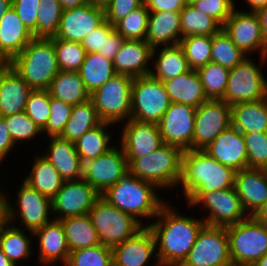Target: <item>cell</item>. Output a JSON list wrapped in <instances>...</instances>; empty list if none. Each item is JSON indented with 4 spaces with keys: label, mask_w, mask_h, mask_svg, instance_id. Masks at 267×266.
<instances>
[{
    "label": "cell",
    "mask_w": 267,
    "mask_h": 266,
    "mask_svg": "<svg viewBox=\"0 0 267 266\" xmlns=\"http://www.w3.org/2000/svg\"><path fill=\"white\" fill-rule=\"evenodd\" d=\"M188 207L202 205L208 216L202 219L205 225L228 227L249 217L235 187L214 192H194L186 202Z\"/></svg>",
    "instance_id": "obj_10"
},
{
    "label": "cell",
    "mask_w": 267,
    "mask_h": 266,
    "mask_svg": "<svg viewBox=\"0 0 267 266\" xmlns=\"http://www.w3.org/2000/svg\"><path fill=\"white\" fill-rule=\"evenodd\" d=\"M12 7V0H0V19Z\"/></svg>",
    "instance_id": "obj_65"
},
{
    "label": "cell",
    "mask_w": 267,
    "mask_h": 266,
    "mask_svg": "<svg viewBox=\"0 0 267 266\" xmlns=\"http://www.w3.org/2000/svg\"><path fill=\"white\" fill-rule=\"evenodd\" d=\"M180 19L182 38L193 35L212 36L222 29L216 20L192 5L184 6L180 12Z\"/></svg>",
    "instance_id": "obj_40"
},
{
    "label": "cell",
    "mask_w": 267,
    "mask_h": 266,
    "mask_svg": "<svg viewBox=\"0 0 267 266\" xmlns=\"http://www.w3.org/2000/svg\"><path fill=\"white\" fill-rule=\"evenodd\" d=\"M0 266H16L9 260V258L3 253L1 249H0Z\"/></svg>",
    "instance_id": "obj_66"
},
{
    "label": "cell",
    "mask_w": 267,
    "mask_h": 266,
    "mask_svg": "<svg viewBox=\"0 0 267 266\" xmlns=\"http://www.w3.org/2000/svg\"><path fill=\"white\" fill-rule=\"evenodd\" d=\"M124 40L125 39L114 28L109 33L108 38H105L104 57L113 61Z\"/></svg>",
    "instance_id": "obj_57"
},
{
    "label": "cell",
    "mask_w": 267,
    "mask_h": 266,
    "mask_svg": "<svg viewBox=\"0 0 267 266\" xmlns=\"http://www.w3.org/2000/svg\"><path fill=\"white\" fill-rule=\"evenodd\" d=\"M235 173L210 157L203 150L183 151L181 178L182 194L187 200L194 192H214L234 187Z\"/></svg>",
    "instance_id": "obj_2"
},
{
    "label": "cell",
    "mask_w": 267,
    "mask_h": 266,
    "mask_svg": "<svg viewBox=\"0 0 267 266\" xmlns=\"http://www.w3.org/2000/svg\"><path fill=\"white\" fill-rule=\"evenodd\" d=\"M185 1V4L187 5H192L194 4L196 1H199V0H184Z\"/></svg>",
    "instance_id": "obj_70"
},
{
    "label": "cell",
    "mask_w": 267,
    "mask_h": 266,
    "mask_svg": "<svg viewBox=\"0 0 267 266\" xmlns=\"http://www.w3.org/2000/svg\"><path fill=\"white\" fill-rule=\"evenodd\" d=\"M24 181L50 199L56 195L64 183L59 172L42 155L35 156L31 171Z\"/></svg>",
    "instance_id": "obj_36"
},
{
    "label": "cell",
    "mask_w": 267,
    "mask_h": 266,
    "mask_svg": "<svg viewBox=\"0 0 267 266\" xmlns=\"http://www.w3.org/2000/svg\"><path fill=\"white\" fill-rule=\"evenodd\" d=\"M16 194L15 204L7 198L9 223L13 224L18 219L25 230L34 232L54 219L49 217L52 214V199L39 193L24 180Z\"/></svg>",
    "instance_id": "obj_13"
},
{
    "label": "cell",
    "mask_w": 267,
    "mask_h": 266,
    "mask_svg": "<svg viewBox=\"0 0 267 266\" xmlns=\"http://www.w3.org/2000/svg\"><path fill=\"white\" fill-rule=\"evenodd\" d=\"M127 173L129 168L125 152L121 145H114L101 156L83 164L82 178L102 194Z\"/></svg>",
    "instance_id": "obj_17"
},
{
    "label": "cell",
    "mask_w": 267,
    "mask_h": 266,
    "mask_svg": "<svg viewBox=\"0 0 267 266\" xmlns=\"http://www.w3.org/2000/svg\"><path fill=\"white\" fill-rule=\"evenodd\" d=\"M260 59L261 65L247 56L230 69L225 94L221 100L233 106L267 98V78L261 70L267 61V56H260Z\"/></svg>",
    "instance_id": "obj_9"
},
{
    "label": "cell",
    "mask_w": 267,
    "mask_h": 266,
    "mask_svg": "<svg viewBox=\"0 0 267 266\" xmlns=\"http://www.w3.org/2000/svg\"><path fill=\"white\" fill-rule=\"evenodd\" d=\"M40 0H12V8L20 20L37 38V17Z\"/></svg>",
    "instance_id": "obj_54"
},
{
    "label": "cell",
    "mask_w": 267,
    "mask_h": 266,
    "mask_svg": "<svg viewBox=\"0 0 267 266\" xmlns=\"http://www.w3.org/2000/svg\"><path fill=\"white\" fill-rule=\"evenodd\" d=\"M100 197L101 194L83 178L64 181L52 198V217L61 220L88 214Z\"/></svg>",
    "instance_id": "obj_15"
},
{
    "label": "cell",
    "mask_w": 267,
    "mask_h": 266,
    "mask_svg": "<svg viewBox=\"0 0 267 266\" xmlns=\"http://www.w3.org/2000/svg\"><path fill=\"white\" fill-rule=\"evenodd\" d=\"M53 45L60 70L79 72L86 51L81 42L62 40L53 37Z\"/></svg>",
    "instance_id": "obj_44"
},
{
    "label": "cell",
    "mask_w": 267,
    "mask_h": 266,
    "mask_svg": "<svg viewBox=\"0 0 267 266\" xmlns=\"http://www.w3.org/2000/svg\"><path fill=\"white\" fill-rule=\"evenodd\" d=\"M8 196L4 193H0V230L8 222Z\"/></svg>",
    "instance_id": "obj_60"
},
{
    "label": "cell",
    "mask_w": 267,
    "mask_h": 266,
    "mask_svg": "<svg viewBox=\"0 0 267 266\" xmlns=\"http://www.w3.org/2000/svg\"><path fill=\"white\" fill-rule=\"evenodd\" d=\"M231 105L223 100L204 102L196 108L193 150H204L232 125Z\"/></svg>",
    "instance_id": "obj_14"
},
{
    "label": "cell",
    "mask_w": 267,
    "mask_h": 266,
    "mask_svg": "<svg viewBox=\"0 0 267 266\" xmlns=\"http://www.w3.org/2000/svg\"><path fill=\"white\" fill-rule=\"evenodd\" d=\"M232 126L241 133L267 132V98L231 106Z\"/></svg>",
    "instance_id": "obj_32"
},
{
    "label": "cell",
    "mask_w": 267,
    "mask_h": 266,
    "mask_svg": "<svg viewBox=\"0 0 267 266\" xmlns=\"http://www.w3.org/2000/svg\"><path fill=\"white\" fill-rule=\"evenodd\" d=\"M9 65L33 90H48L60 71L52 38H33Z\"/></svg>",
    "instance_id": "obj_4"
},
{
    "label": "cell",
    "mask_w": 267,
    "mask_h": 266,
    "mask_svg": "<svg viewBox=\"0 0 267 266\" xmlns=\"http://www.w3.org/2000/svg\"><path fill=\"white\" fill-rule=\"evenodd\" d=\"M183 151L177 146L163 144L151 154L134 158L129 173L134 177L155 184L158 188L178 187L181 178Z\"/></svg>",
    "instance_id": "obj_5"
},
{
    "label": "cell",
    "mask_w": 267,
    "mask_h": 266,
    "mask_svg": "<svg viewBox=\"0 0 267 266\" xmlns=\"http://www.w3.org/2000/svg\"><path fill=\"white\" fill-rule=\"evenodd\" d=\"M148 20L149 10L143 3L118 21L114 28L124 39L145 40Z\"/></svg>",
    "instance_id": "obj_45"
},
{
    "label": "cell",
    "mask_w": 267,
    "mask_h": 266,
    "mask_svg": "<svg viewBox=\"0 0 267 266\" xmlns=\"http://www.w3.org/2000/svg\"><path fill=\"white\" fill-rule=\"evenodd\" d=\"M102 123L97 110L91 99L86 102L73 105L70 118L66 123L61 137L68 141L75 142L87 131Z\"/></svg>",
    "instance_id": "obj_39"
},
{
    "label": "cell",
    "mask_w": 267,
    "mask_h": 266,
    "mask_svg": "<svg viewBox=\"0 0 267 266\" xmlns=\"http://www.w3.org/2000/svg\"><path fill=\"white\" fill-rule=\"evenodd\" d=\"M251 266H267V253L262 258L254 262Z\"/></svg>",
    "instance_id": "obj_67"
},
{
    "label": "cell",
    "mask_w": 267,
    "mask_h": 266,
    "mask_svg": "<svg viewBox=\"0 0 267 266\" xmlns=\"http://www.w3.org/2000/svg\"><path fill=\"white\" fill-rule=\"evenodd\" d=\"M235 9L236 7L222 29L246 56L255 51L259 52L260 56H266V46L257 13Z\"/></svg>",
    "instance_id": "obj_18"
},
{
    "label": "cell",
    "mask_w": 267,
    "mask_h": 266,
    "mask_svg": "<svg viewBox=\"0 0 267 266\" xmlns=\"http://www.w3.org/2000/svg\"><path fill=\"white\" fill-rule=\"evenodd\" d=\"M37 17V38L55 37L63 9L59 0H40Z\"/></svg>",
    "instance_id": "obj_46"
},
{
    "label": "cell",
    "mask_w": 267,
    "mask_h": 266,
    "mask_svg": "<svg viewBox=\"0 0 267 266\" xmlns=\"http://www.w3.org/2000/svg\"><path fill=\"white\" fill-rule=\"evenodd\" d=\"M64 266H113L112 248L98 244L74 250Z\"/></svg>",
    "instance_id": "obj_47"
},
{
    "label": "cell",
    "mask_w": 267,
    "mask_h": 266,
    "mask_svg": "<svg viewBox=\"0 0 267 266\" xmlns=\"http://www.w3.org/2000/svg\"><path fill=\"white\" fill-rule=\"evenodd\" d=\"M181 19L178 12H149L145 41L153 48L179 44Z\"/></svg>",
    "instance_id": "obj_29"
},
{
    "label": "cell",
    "mask_w": 267,
    "mask_h": 266,
    "mask_svg": "<svg viewBox=\"0 0 267 266\" xmlns=\"http://www.w3.org/2000/svg\"><path fill=\"white\" fill-rule=\"evenodd\" d=\"M179 266H233L226 227L204 225Z\"/></svg>",
    "instance_id": "obj_12"
},
{
    "label": "cell",
    "mask_w": 267,
    "mask_h": 266,
    "mask_svg": "<svg viewBox=\"0 0 267 266\" xmlns=\"http://www.w3.org/2000/svg\"><path fill=\"white\" fill-rule=\"evenodd\" d=\"M165 203L150 224L156 242L157 259L154 266H179L193 247L197 235L205 225L201 218L181 215Z\"/></svg>",
    "instance_id": "obj_1"
},
{
    "label": "cell",
    "mask_w": 267,
    "mask_h": 266,
    "mask_svg": "<svg viewBox=\"0 0 267 266\" xmlns=\"http://www.w3.org/2000/svg\"><path fill=\"white\" fill-rule=\"evenodd\" d=\"M1 163H2V161L0 160V166L2 165ZM0 193H4V190L2 191L1 188H0Z\"/></svg>",
    "instance_id": "obj_71"
},
{
    "label": "cell",
    "mask_w": 267,
    "mask_h": 266,
    "mask_svg": "<svg viewBox=\"0 0 267 266\" xmlns=\"http://www.w3.org/2000/svg\"><path fill=\"white\" fill-rule=\"evenodd\" d=\"M9 65V63H0V75L5 70V68Z\"/></svg>",
    "instance_id": "obj_68"
},
{
    "label": "cell",
    "mask_w": 267,
    "mask_h": 266,
    "mask_svg": "<svg viewBox=\"0 0 267 266\" xmlns=\"http://www.w3.org/2000/svg\"><path fill=\"white\" fill-rule=\"evenodd\" d=\"M110 125L113 126V124L102 122L74 142L82 164L101 156L113 147L110 145L112 135L107 130Z\"/></svg>",
    "instance_id": "obj_38"
},
{
    "label": "cell",
    "mask_w": 267,
    "mask_h": 266,
    "mask_svg": "<svg viewBox=\"0 0 267 266\" xmlns=\"http://www.w3.org/2000/svg\"><path fill=\"white\" fill-rule=\"evenodd\" d=\"M50 117L42 134L49 137L61 136L68 122L73 106L60 99L50 97Z\"/></svg>",
    "instance_id": "obj_51"
},
{
    "label": "cell",
    "mask_w": 267,
    "mask_h": 266,
    "mask_svg": "<svg viewBox=\"0 0 267 266\" xmlns=\"http://www.w3.org/2000/svg\"><path fill=\"white\" fill-rule=\"evenodd\" d=\"M105 20V10L86 3L63 10L55 38L82 42V40Z\"/></svg>",
    "instance_id": "obj_20"
},
{
    "label": "cell",
    "mask_w": 267,
    "mask_h": 266,
    "mask_svg": "<svg viewBox=\"0 0 267 266\" xmlns=\"http://www.w3.org/2000/svg\"><path fill=\"white\" fill-rule=\"evenodd\" d=\"M179 46L184 51L190 69L197 70L211 62L212 36H186L180 40Z\"/></svg>",
    "instance_id": "obj_43"
},
{
    "label": "cell",
    "mask_w": 267,
    "mask_h": 266,
    "mask_svg": "<svg viewBox=\"0 0 267 266\" xmlns=\"http://www.w3.org/2000/svg\"><path fill=\"white\" fill-rule=\"evenodd\" d=\"M192 6L224 25L236 4L234 0H199Z\"/></svg>",
    "instance_id": "obj_52"
},
{
    "label": "cell",
    "mask_w": 267,
    "mask_h": 266,
    "mask_svg": "<svg viewBox=\"0 0 267 266\" xmlns=\"http://www.w3.org/2000/svg\"><path fill=\"white\" fill-rule=\"evenodd\" d=\"M79 73L86 90L92 94L111 79L116 71L112 60L98 53H89L86 54Z\"/></svg>",
    "instance_id": "obj_37"
},
{
    "label": "cell",
    "mask_w": 267,
    "mask_h": 266,
    "mask_svg": "<svg viewBox=\"0 0 267 266\" xmlns=\"http://www.w3.org/2000/svg\"><path fill=\"white\" fill-rule=\"evenodd\" d=\"M203 151L236 172L247 168L244 136L232 125L221 132Z\"/></svg>",
    "instance_id": "obj_21"
},
{
    "label": "cell",
    "mask_w": 267,
    "mask_h": 266,
    "mask_svg": "<svg viewBox=\"0 0 267 266\" xmlns=\"http://www.w3.org/2000/svg\"><path fill=\"white\" fill-rule=\"evenodd\" d=\"M48 92L50 97L60 99L64 103L77 105L90 99L79 72L60 70L51 81Z\"/></svg>",
    "instance_id": "obj_34"
},
{
    "label": "cell",
    "mask_w": 267,
    "mask_h": 266,
    "mask_svg": "<svg viewBox=\"0 0 267 266\" xmlns=\"http://www.w3.org/2000/svg\"><path fill=\"white\" fill-rule=\"evenodd\" d=\"M48 139V150L41 155L55 167L64 181L82 179L83 164L74 142L61 136H52Z\"/></svg>",
    "instance_id": "obj_26"
},
{
    "label": "cell",
    "mask_w": 267,
    "mask_h": 266,
    "mask_svg": "<svg viewBox=\"0 0 267 266\" xmlns=\"http://www.w3.org/2000/svg\"><path fill=\"white\" fill-rule=\"evenodd\" d=\"M113 29L114 26L105 19L97 28L90 32L81 42L86 54L98 53L104 56L105 38H108L109 33Z\"/></svg>",
    "instance_id": "obj_53"
},
{
    "label": "cell",
    "mask_w": 267,
    "mask_h": 266,
    "mask_svg": "<svg viewBox=\"0 0 267 266\" xmlns=\"http://www.w3.org/2000/svg\"><path fill=\"white\" fill-rule=\"evenodd\" d=\"M100 243L113 248L133 237L144 226L100 197L88 213Z\"/></svg>",
    "instance_id": "obj_8"
},
{
    "label": "cell",
    "mask_w": 267,
    "mask_h": 266,
    "mask_svg": "<svg viewBox=\"0 0 267 266\" xmlns=\"http://www.w3.org/2000/svg\"><path fill=\"white\" fill-rule=\"evenodd\" d=\"M0 63H9V61L5 59L1 53H0Z\"/></svg>",
    "instance_id": "obj_69"
},
{
    "label": "cell",
    "mask_w": 267,
    "mask_h": 266,
    "mask_svg": "<svg viewBox=\"0 0 267 266\" xmlns=\"http://www.w3.org/2000/svg\"><path fill=\"white\" fill-rule=\"evenodd\" d=\"M171 103H182L198 108L209 99L196 70L190 69L174 79L162 81Z\"/></svg>",
    "instance_id": "obj_30"
},
{
    "label": "cell",
    "mask_w": 267,
    "mask_h": 266,
    "mask_svg": "<svg viewBox=\"0 0 267 266\" xmlns=\"http://www.w3.org/2000/svg\"><path fill=\"white\" fill-rule=\"evenodd\" d=\"M205 95L211 100H221L224 97L230 70L219 64L209 62L198 68Z\"/></svg>",
    "instance_id": "obj_41"
},
{
    "label": "cell",
    "mask_w": 267,
    "mask_h": 266,
    "mask_svg": "<svg viewBox=\"0 0 267 266\" xmlns=\"http://www.w3.org/2000/svg\"><path fill=\"white\" fill-rule=\"evenodd\" d=\"M246 57L223 29L212 35L211 62L230 70Z\"/></svg>",
    "instance_id": "obj_42"
},
{
    "label": "cell",
    "mask_w": 267,
    "mask_h": 266,
    "mask_svg": "<svg viewBox=\"0 0 267 266\" xmlns=\"http://www.w3.org/2000/svg\"><path fill=\"white\" fill-rule=\"evenodd\" d=\"M149 12H178L184 8V0H143Z\"/></svg>",
    "instance_id": "obj_56"
},
{
    "label": "cell",
    "mask_w": 267,
    "mask_h": 266,
    "mask_svg": "<svg viewBox=\"0 0 267 266\" xmlns=\"http://www.w3.org/2000/svg\"><path fill=\"white\" fill-rule=\"evenodd\" d=\"M247 5H249V10L252 12H256L262 7L267 6V0H245Z\"/></svg>",
    "instance_id": "obj_63"
},
{
    "label": "cell",
    "mask_w": 267,
    "mask_h": 266,
    "mask_svg": "<svg viewBox=\"0 0 267 266\" xmlns=\"http://www.w3.org/2000/svg\"><path fill=\"white\" fill-rule=\"evenodd\" d=\"M242 134L247 149V168L267 169V132Z\"/></svg>",
    "instance_id": "obj_48"
},
{
    "label": "cell",
    "mask_w": 267,
    "mask_h": 266,
    "mask_svg": "<svg viewBox=\"0 0 267 266\" xmlns=\"http://www.w3.org/2000/svg\"><path fill=\"white\" fill-rule=\"evenodd\" d=\"M111 2L112 0H87V3L91 6L102 8L103 10H105Z\"/></svg>",
    "instance_id": "obj_64"
},
{
    "label": "cell",
    "mask_w": 267,
    "mask_h": 266,
    "mask_svg": "<svg viewBox=\"0 0 267 266\" xmlns=\"http://www.w3.org/2000/svg\"><path fill=\"white\" fill-rule=\"evenodd\" d=\"M143 4V0H112L105 9V19L113 26L131 11Z\"/></svg>",
    "instance_id": "obj_55"
},
{
    "label": "cell",
    "mask_w": 267,
    "mask_h": 266,
    "mask_svg": "<svg viewBox=\"0 0 267 266\" xmlns=\"http://www.w3.org/2000/svg\"><path fill=\"white\" fill-rule=\"evenodd\" d=\"M63 10L82 6L87 3V0H59Z\"/></svg>",
    "instance_id": "obj_62"
},
{
    "label": "cell",
    "mask_w": 267,
    "mask_h": 266,
    "mask_svg": "<svg viewBox=\"0 0 267 266\" xmlns=\"http://www.w3.org/2000/svg\"><path fill=\"white\" fill-rule=\"evenodd\" d=\"M13 139L8 131L3 117H0V160L3 162L11 150L15 148Z\"/></svg>",
    "instance_id": "obj_58"
},
{
    "label": "cell",
    "mask_w": 267,
    "mask_h": 266,
    "mask_svg": "<svg viewBox=\"0 0 267 266\" xmlns=\"http://www.w3.org/2000/svg\"><path fill=\"white\" fill-rule=\"evenodd\" d=\"M226 230L233 266H251L267 253V226L252 216Z\"/></svg>",
    "instance_id": "obj_7"
},
{
    "label": "cell",
    "mask_w": 267,
    "mask_h": 266,
    "mask_svg": "<svg viewBox=\"0 0 267 266\" xmlns=\"http://www.w3.org/2000/svg\"><path fill=\"white\" fill-rule=\"evenodd\" d=\"M3 118L15 145L22 141L24 143L26 140L28 142L29 139L34 140L38 134L42 135V131L27 116L25 111L8 115Z\"/></svg>",
    "instance_id": "obj_49"
},
{
    "label": "cell",
    "mask_w": 267,
    "mask_h": 266,
    "mask_svg": "<svg viewBox=\"0 0 267 266\" xmlns=\"http://www.w3.org/2000/svg\"><path fill=\"white\" fill-rule=\"evenodd\" d=\"M122 128L120 145L125 152L128 164L134 158L153 153L164 144L156 123L129 119L124 122Z\"/></svg>",
    "instance_id": "obj_19"
},
{
    "label": "cell",
    "mask_w": 267,
    "mask_h": 266,
    "mask_svg": "<svg viewBox=\"0 0 267 266\" xmlns=\"http://www.w3.org/2000/svg\"><path fill=\"white\" fill-rule=\"evenodd\" d=\"M157 189L155 184L127 173L116 184L108 187L101 197L146 226L142 218H152L153 221L166 203L158 196Z\"/></svg>",
    "instance_id": "obj_3"
},
{
    "label": "cell",
    "mask_w": 267,
    "mask_h": 266,
    "mask_svg": "<svg viewBox=\"0 0 267 266\" xmlns=\"http://www.w3.org/2000/svg\"><path fill=\"white\" fill-rule=\"evenodd\" d=\"M195 114L196 108L190 105L171 103L157 123L163 143L193 150Z\"/></svg>",
    "instance_id": "obj_16"
},
{
    "label": "cell",
    "mask_w": 267,
    "mask_h": 266,
    "mask_svg": "<svg viewBox=\"0 0 267 266\" xmlns=\"http://www.w3.org/2000/svg\"><path fill=\"white\" fill-rule=\"evenodd\" d=\"M133 80L132 76L116 73L90 94L102 122L115 125L130 119Z\"/></svg>",
    "instance_id": "obj_6"
},
{
    "label": "cell",
    "mask_w": 267,
    "mask_h": 266,
    "mask_svg": "<svg viewBox=\"0 0 267 266\" xmlns=\"http://www.w3.org/2000/svg\"><path fill=\"white\" fill-rule=\"evenodd\" d=\"M155 252L154 235L144 226L133 237L112 248L113 266H145L152 256L157 258Z\"/></svg>",
    "instance_id": "obj_22"
},
{
    "label": "cell",
    "mask_w": 267,
    "mask_h": 266,
    "mask_svg": "<svg viewBox=\"0 0 267 266\" xmlns=\"http://www.w3.org/2000/svg\"><path fill=\"white\" fill-rule=\"evenodd\" d=\"M60 222L63 225L70 252L101 244L88 214L67 217Z\"/></svg>",
    "instance_id": "obj_35"
},
{
    "label": "cell",
    "mask_w": 267,
    "mask_h": 266,
    "mask_svg": "<svg viewBox=\"0 0 267 266\" xmlns=\"http://www.w3.org/2000/svg\"><path fill=\"white\" fill-rule=\"evenodd\" d=\"M153 48L145 40L125 39L113 59L116 73L132 77L150 75Z\"/></svg>",
    "instance_id": "obj_24"
},
{
    "label": "cell",
    "mask_w": 267,
    "mask_h": 266,
    "mask_svg": "<svg viewBox=\"0 0 267 266\" xmlns=\"http://www.w3.org/2000/svg\"><path fill=\"white\" fill-rule=\"evenodd\" d=\"M261 29H262V35L266 46V56H267V6L260 8L256 11Z\"/></svg>",
    "instance_id": "obj_59"
},
{
    "label": "cell",
    "mask_w": 267,
    "mask_h": 266,
    "mask_svg": "<svg viewBox=\"0 0 267 266\" xmlns=\"http://www.w3.org/2000/svg\"><path fill=\"white\" fill-rule=\"evenodd\" d=\"M18 226H15V223L7 222L0 230V249L16 266L19 261H24L32 256V237H34L32 231ZM25 231L31 235L28 237Z\"/></svg>",
    "instance_id": "obj_33"
},
{
    "label": "cell",
    "mask_w": 267,
    "mask_h": 266,
    "mask_svg": "<svg viewBox=\"0 0 267 266\" xmlns=\"http://www.w3.org/2000/svg\"><path fill=\"white\" fill-rule=\"evenodd\" d=\"M234 187L245 211L252 216L267 201V169L237 171Z\"/></svg>",
    "instance_id": "obj_23"
},
{
    "label": "cell",
    "mask_w": 267,
    "mask_h": 266,
    "mask_svg": "<svg viewBox=\"0 0 267 266\" xmlns=\"http://www.w3.org/2000/svg\"><path fill=\"white\" fill-rule=\"evenodd\" d=\"M252 217L267 226V201L252 215Z\"/></svg>",
    "instance_id": "obj_61"
},
{
    "label": "cell",
    "mask_w": 267,
    "mask_h": 266,
    "mask_svg": "<svg viewBox=\"0 0 267 266\" xmlns=\"http://www.w3.org/2000/svg\"><path fill=\"white\" fill-rule=\"evenodd\" d=\"M34 238L38 239L40 264L48 266L61 261L64 265L69 258L70 250L67 245L65 231L60 220L53 219L41 228L36 229Z\"/></svg>",
    "instance_id": "obj_25"
},
{
    "label": "cell",
    "mask_w": 267,
    "mask_h": 266,
    "mask_svg": "<svg viewBox=\"0 0 267 266\" xmlns=\"http://www.w3.org/2000/svg\"><path fill=\"white\" fill-rule=\"evenodd\" d=\"M50 94L48 90H33L27 100L25 113L42 131L50 117Z\"/></svg>",
    "instance_id": "obj_50"
},
{
    "label": "cell",
    "mask_w": 267,
    "mask_h": 266,
    "mask_svg": "<svg viewBox=\"0 0 267 266\" xmlns=\"http://www.w3.org/2000/svg\"><path fill=\"white\" fill-rule=\"evenodd\" d=\"M156 47L153 49L152 57L155 70L151 69L150 75L160 81L174 79L178 75L190 70L183 49L179 44ZM160 49V50H159ZM160 52H158V51ZM159 53V54H158ZM158 54V56H156Z\"/></svg>",
    "instance_id": "obj_31"
},
{
    "label": "cell",
    "mask_w": 267,
    "mask_h": 266,
    "mask_svg": "<svg viewBox=\"0 0 267 266\" xmlns=\"http://www.w3.org/2000/svg\"><path fill=\"white\" fill-rule=\"evenodd\" d=\"M33 89L8 65L0 75V117L25 111Z\"/></svg>",
    "instance_id": "obj_27"
},
{
    "label": "cell",
    "mask_w": 267,
    "mask_h": 266,
    "mask_svg": "<svg viewBox=\"0 0 267 266\" xmlns=\"http://www.w3.org/2000/svg\"><path fill=\"white\" fill-rule=\"evenodd\" d=\"M34 38L11 7L0 19V53L9 62Z\"/></svg>",
    "instance_id": "obj_28"
},
{
    "label": "cell",
    "mask_w": 267,
    "mask_h": 266,
    "mask_svg": "<svg viewBox=\"0 0 267 266\" xmlns=\"http://www.w3.org/2000/svg\"><path fill=\"white\" fill-rule=\"evenodd\" d=\"M170 104L162 81L151 75L134 78L130 119L157 124Z\"/></svg>",
    "instance_id": "obj_11"
}]
</instances>
